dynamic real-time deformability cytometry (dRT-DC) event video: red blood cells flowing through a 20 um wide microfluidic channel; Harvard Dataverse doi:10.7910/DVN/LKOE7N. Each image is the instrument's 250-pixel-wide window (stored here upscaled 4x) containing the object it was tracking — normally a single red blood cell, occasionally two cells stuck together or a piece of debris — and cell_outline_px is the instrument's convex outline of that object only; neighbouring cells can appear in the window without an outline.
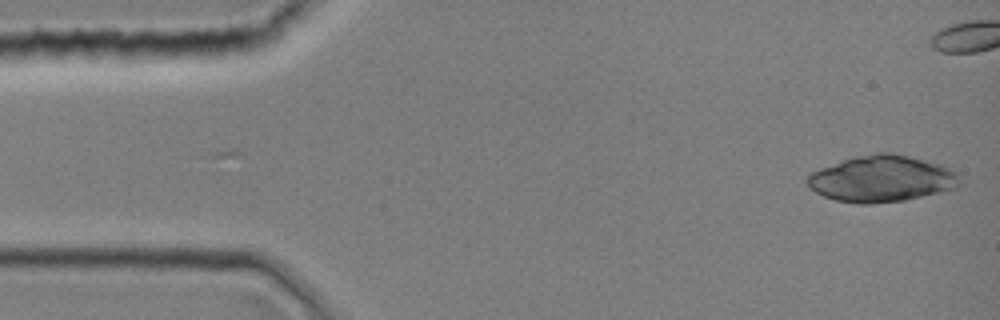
{"species": "common noctule bat (a hibernating species)", "species_latin": "Nyctalus noctula", "temperature_condition": "room temperature", "stored_images_in_passage": 33, "camera_frame_rate_fps": 3000, "um_per_image_px": 0.085, "animal": {"sex": "female", "body_mass_g": 19.0, "forearm_length_mm": 51.5}, "frame": {"image": 1, "passage_image": 1, "time_ms": 0.0, "image_size_px": [1000, 320], "cell_outline_px": [[956, 188], [904, 200], [872, 204], [860, 204], [836, 200], [824, 196], [808, 188], [808, 176], [812, 172], [820, 168], [856, 156], [872, 152], [892, 152], [940, 164], [956, 172]], "centroid_in_image_um": [74.89, 15.19], "position_along_channel_um": 10.1, "area_um2": 40.69}}